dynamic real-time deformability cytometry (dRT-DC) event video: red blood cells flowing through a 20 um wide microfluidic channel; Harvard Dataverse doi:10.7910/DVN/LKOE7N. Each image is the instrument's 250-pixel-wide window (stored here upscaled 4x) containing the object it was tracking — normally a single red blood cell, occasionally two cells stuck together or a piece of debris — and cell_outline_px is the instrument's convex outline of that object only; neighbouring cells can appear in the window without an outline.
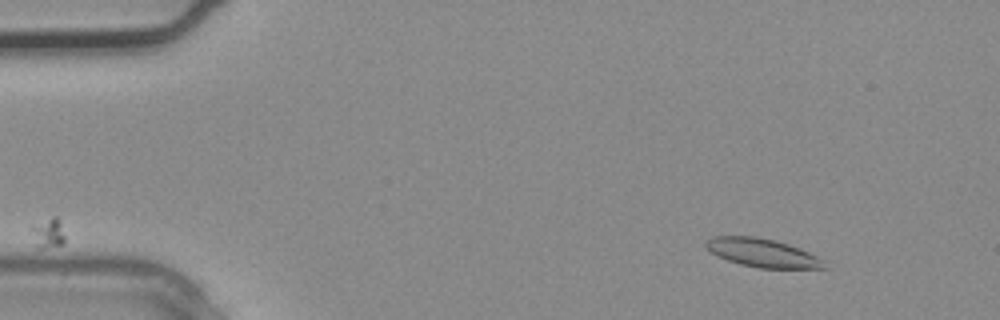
{"species": "common noctule bat (a hibernating species)", "species_latin": "Nyctalus noctula", "temperature_condition": "warm", "stored_images_in_passage": 2, "camera_frame_rate_fps": 3000, "um_per_image_px": 0.085, "animal": {"sex": "male", "body_mass_g": 20.4}, "frame": {"image": 1, "passage_image": 1, "time_ms": 0.0, "image_size_px": [1000, 320], "cell_outline_px": [[828, 268], [760, 268], [740, 264], [716, 256], [704, 244], [712, 236], [756, 236], [776, 240], [800, 248], [824, 260]], "centroid_in_image_um": [64.82, 21.49], "position_along_channel_um": 20.2, "area_um2": 19.59}}